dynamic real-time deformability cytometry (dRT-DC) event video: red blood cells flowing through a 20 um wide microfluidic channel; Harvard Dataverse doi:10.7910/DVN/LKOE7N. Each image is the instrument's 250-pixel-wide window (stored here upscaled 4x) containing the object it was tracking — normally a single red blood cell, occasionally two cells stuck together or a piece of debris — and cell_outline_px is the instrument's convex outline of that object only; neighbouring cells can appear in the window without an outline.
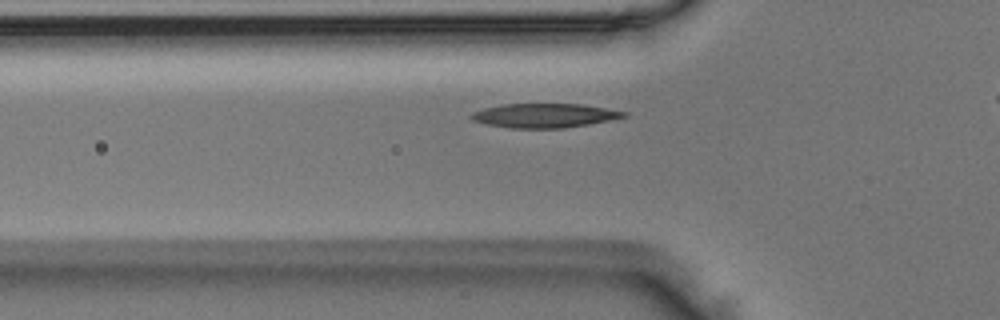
{"species": "Egyptian fruit bat (a non-hibernating species)", "species_latin": "Rousettus aegyptiacus", "temperature_condition": "room temperature", "stored_images_in_passage": 32, "camera_frame_rate_fps": 3000, "um_per_image_px": 0.085, "animal": {"sex": "male"}, "frame": {"image": 1, "passage_image": 4, "time_ms": 1.0, "image_size_px": [1000, 320], "cell_outline_px": [[628, 116], [612, 120], [564, 128], [512, 128], [488, 124], [472, 120], [468, 116], [472, 112], [484, 108], [504, 104], [580, 104], [628, 112]], "centroid_in_image_um": [46.28, 9.82], "position_along_channel_um": 79.5, "area_um2": 21.39}}
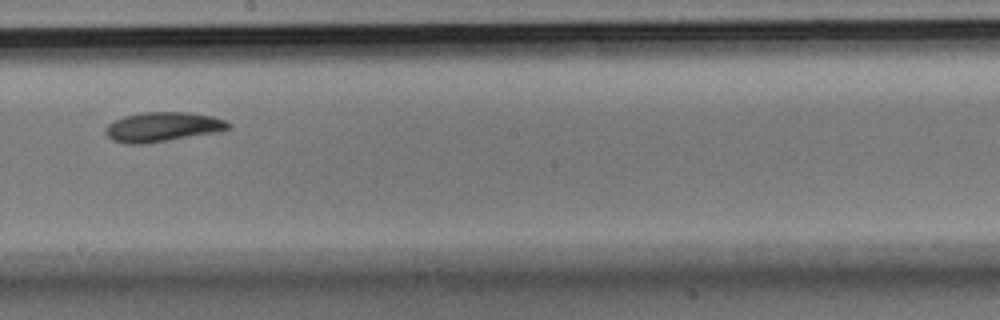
{"frame": {"image": 2, "passage_image": 16, "time_ms": 5.0, "image_size_px": [1000, 320], "cell_outline_px": [[232, 128], [216, 132], [144, 144], [128, 144], [112, 140], [104, 132], [104, 128], [108, 124], [124, 116], [144, 112], [192, 112], [212, 116], [224, 120], [232, 124]], "centroid_in_image_um": [13.83, 10.78], "position_along_channel_um": 234.4, "area_um2": 21.15}}
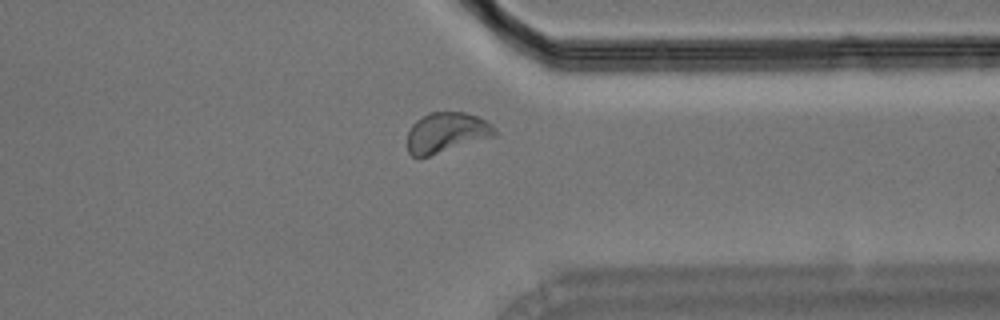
{"frame": {"image": 3, "passage_image": 27, "time_ms": 8.667, "image_size_px": [1000, 320], "cell_outline_px": [[496, 136], [428, 156], [412, 156], [408, 152], [408, 132], [412, 124], [416, 120], [428, 112], [464, 112], [476, 116], [492, 124], [496, 128]], "centroid_in_image_um": [37.95, 11.25], "position_along_channel_um": 373.4, "area_um2": 20.4}}